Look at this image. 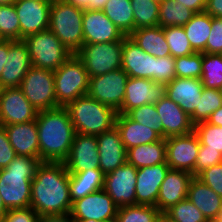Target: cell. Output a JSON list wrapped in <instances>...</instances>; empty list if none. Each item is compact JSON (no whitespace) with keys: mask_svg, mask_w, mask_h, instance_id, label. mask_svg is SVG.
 I'll return each mask as SVG.
<instances>
[{"mask_svg":"<svg viewBox=\"0 0 222 222\" xmlns=\"http://www.w3.org/2000/svg\"><path fill=\"white\" fill-rule=\"evenodd\" d=\"M69 172L63 162H41L31 181L30 207L41 218L68 217L72 201Z\"/></svg>","mask_w":222,"mask_h":222,"instance_id":"cell-1","label":"cell"},{"mask_svg":"<svg viewBox=\"0 0 222 222\" xmlns=\"http://www.w3.org/2000/svg\"><path fill=\"white\" fill-rule=\"evenodd\" d=\"M38 140L41 162H64L76 134L65 107L38 111Z\"/></svg>","mask_w":222,"mask_h":222,"instance_id":"cell-2","label":"cell"},{"mask_svg":"<svg viewBox=\"0 0 222 222\" xmlns=\"http://www.w3.org/2000/svg\"><path fill=\"white\" fill-rule=\"evenodd\" d=\"M40 163L37 158L17 155L0 169V195L8 210L30 207L31 181Z\"/></svg>","mask_w":222,"mask_h":222,"instance_id":"cell-3","label":"cell"},{"mask_svg":"<svg viewBox=\"0 0 222 222\" xmlns=\"http://www.w3.org/2000/svg\"><path fill=\"white\" fill-rule=\"evenodd\" d=\"M65 108L76 133L100 135L115 126L117 112L88 95L69 102Z\"/></svg>","mask_w":222,"mask_h":222,"instance_id":"cell-4","label":"cell"},{"mask_svg":"<svg viewBox=\"0 0 222 222\" xmlns=\"http://www.w3.org/2000/svg\"><path fill=\"white\" fill-rule=\"evenodd\" d=\"M83 13L84 9L62 0H55L50 8L48 29L73 54L84 44Z\"/></svg>","mask_w":222,"mask_h":222,"instance_id":"cell-5","label":"cell"},{"mask_svg":"<svg viewBox=\"0 0 222 222\" xmlns=\"http://www.w3.org/2000/svg\"><path fill=\"white\" fill-rule=\"evenodd\" d=\"M89 78L82 61L72 54L54 71L57 107H65L69 102L87 95Z\"/></svg>","mask_w":222,"mask_h":222,"instance_id":"cell-6","label":"cell"},{"mask_svg":"<svg viewBox=\"0 0 222 222\" xmlns=\"http://www.w3.org/2000/svg\"><path fill=\"white\" fill-rule=\"evenodd\" d=\"M23 41L28 47L32 66L53 72L73 54L49 29L28 35Z\"/></svg>","mask_w":222,"mask_h":222,"instance_id":"cell-7","label":"cell"},{"mask_svg":"<svg viewBox=\"0 0 222 222\" xmlns=\"http://www.w3.org/2000/svg\"><path fill=\"white\" fill-rule=\"evenodd\" d=\"M124 38L106 43L83 44L75 55L82 61L89 77L122 68Z\"/></svg>","mask_w":222,"mask_h":222,"instance_id":"cell-8","label":"cell"},{"mask_svg":"<svg viewBox=\"0 0 222 222\" xmlns=\"http://www.w3.org/2000/svg\"><path fill=\"white\" fill-rule=\"evenodd\" d=\"M20 88L36 110L57 108L53 71L32 66L24 76Z\"/></svg>","mask_w":222,"mask_h":222,"instance_id":"cell-9","label":"cell"},{"mask_svg":"<svg viewBox=\"0 0 222 222\" xmlns=\"http://www.w3.org/2000/svg\"><path fill=\"white\" fill-rule=\"evenodd\" d=\"M128 79V74L122 68L90 77L87 95L113 108L118 113L125 98Z\"/></svg>","mask_w":222,"mask_h":222,"instance_id":"cell-10","label":"cell"},{"mask_svg":"<svg viewBox=\"0 0 222 222\" xmlns=\"http://www.w3.org/2000/svg\"><path fill=\"white\" fill-rule=\"evenodd\" d=\"M136 183L137 168L126 162L105 174L103 189L118 207L136 205Z\"/></svg>","mask_w":222,"mask_h":222,"instance_id":"cell-11","label":"cell"},{"mask_svg":"<svg viewBox=\"0 0 222 222\" xmlns=\"http://www.w3.org/2000/svg\"><path fill=\"white\" fill-rule=\"evenodd\" d=\"M118 206L104 189L97 190L72 202L69 220L116 219Z\"/></svg>","mask_w":222,"mask_h":222,"instance_id":"cell-12","label":"cell"},{"mask_svg":"<svg viewBox=\"0 0 222 222\" xmlns=\"http://www.w3.org/2000/svg\"><path fill=\"white\" fill-rule=\"evenodd\" d=\"M166 162L171 169L183 170L195 176L196 158L200 141L193 131L186 135L165 138Z\"/></svg>","mask_w":222,"mask_h":222,"instance_id":"cell-13","label":"cell"},{"mask_svg":"<svg viewBox=\"0 0 222 222\" xmlns=\"http://www.w3.org/2000/svg\"><path fill=\"white\" fill-rule=\"evenodd\" d=\"M38 110L24 96L20 87L2 89L0 94V126L26 123L37 118Z\"/></svg>","mask_w":222,"mask_h":222,"instance_id":"cell-14","label":"cell"},{"mask_svg":"<svg viewBox=\"0 0 222 222\" xmlns=\"http://www.w3.org/2000/svg\"><path fill=\"white\" fill-rule=\"evenodd\" d=\"M31 67L32 62L26 43L23 40H8L6 63L0 75L2 89L20 87Z\"/></svg>","mask_w":222,"mask_h":222,"instance_id":"cell-15","label":"cell"},{"mask_svg":"<svg viewBox=\"0 0 222 222\" xmlns=\"http://www.w3.org/2000/svg\"><path fill=\"white\" fill-rule=\"evenodd\" d=\"M166 95V85L147 78L129 77L125 87V98L119 114L146 104H155Z\"/></svg>","mask_w":222,"mask_h":222,"instance_id":"cell-16","label":"cell"},{"mask_svg":"<svg viewBox=\"0 0 222 222\" xmlns=\"http://www.w3.org/2000/svg\"><path fill=\"white\" fill-rule=\"evenodd\" d=\"M15 10L20 21V40L48 30L51 3L35 0H16Z\"/></svg>","mask_w":222,"mask_h":222,"instance_id":"cell-17","label":"cell"},{"mask_svg":"<svg viewBox=\"0 0 222 222\" xmlns=\"http://www.w3.org/2000/svg\"><path fill=\"white\" fill-rule=\"evenodd\" d=\"M96 135L76 133L67 159L63 162L69 173L100 169Z\"/></svg>","mask_w":222,"mask_h":222,"instance_id":"cell-18","label":"cell"},{"mask_svg":"<svg viewBox=\"0 0 222 222\" xmlns=\"http://www.w3.org/2000/svg\"><path fill=\"white\" fill-rule=\"evenodd\" d=\"M84 44L106 43L122 40L125 35L111 22L102 10L83 13Z\"/></svg>","mask_w":222,"mask_h":222,"instance_id":"cell-19","label":"cell"},{"mask_svg":"<svg viewBox=\"0 0 222 222\" xmlns=\"http://www.w3.org/2000/svg\"><path fill=\"white\" fill-rule=\"evenodd\" d=\"M155 107L161 117L163 138L186 135L194 131L190 116L167 95L156 102Z\"/></svg>","mask_w":222,"mask_h":222,"instance_id":"cell-20","label":"cell"},{"mask_svg":"<svg viewBox=\"0 0 222 222\" xmlns=\"http://www.w3.org/2000/svg\"><path fill=\"white\" fill-rule=\"evenodd\" d=\"M99 152V168L107 174L127 162V149L122 142L119 130H111L96 135Z\"/></svg>","mask_w":222,"mask_h":222,"instance_id":"cell-21","label":"cell"},{"mask_svg":"<svg viewBox=\"0 0 222 222\" xmlns=\"http://www.w3.org/2000/svg\"><path fill=\"white\" fill-rule=\"evenodd\" d=\"M156 57L139 47L128 36L124 37L122 48V69L131 78L155 77Z\"/></svg>","mask_w":222,"mask_h":222,"instance_id":"cell-22","label":"cell"},{"mask_svg":"<svg viewBox=\"0 0 222 222\" xmlns=\"http://www.w3.org/2000/svg\"><path fill=\"white\" fill-rule=\"evenodd\" d=\"M169 169L167 163L137 169L136 204L156 207L160 186Z\"/></svg>","mask_w":222,"mask_h":222,"instance_id":"cell-23","label":"cell"},{"mask_svg":"<svg viewBox=\"0 0 222 222\" xmlns=\"http://www.w3.org/2000/svg\"><path fill=\"white\" fill-rule=\"evenodd\" d=\"M193 177L190 172L170 168L160 186L156 208L163 214L173 205L186 199Z\"/></svg>","mask_w":222,"mask_h":222,"instance_id":"cell-24","label":"cell"},{"mask_svg":"<svg viewBox=\"0 0 222 222\" xmlns=\"http://www.w3.org/2000/svg\"><path fill=\"white\" fill-rule=\"evenodd\" d=\"M165 85L166 95L189 116L195 109H199L200 97L204 88L201 78L175 77Z\"/></svg>","mask_w":222,"mask_h":222,"instance_id":"cell-25","label":"cell"},{"mask_svg":"<svg viewBox=\"0 0 222 222\" xmlns=\"http://www.w3.org/2000/svg\"><path fill=\"white\" fill-rule=\"evenodd\" d=\"M9 142L17 155L40 160V148L36 119L26 123L3 126Z\"/></svg>","mask_w":222,"mask_h":222,"instance_id":"cell-26","label":"cell"},{"mask_svg":"<svg viewBox=\"0 0 222 222\" xmlns=\"http://www.w3.org/2000/svg\"><path fill=\"white\" fill-rule=\"evenodd\" d=\"M187 199L209 222H216L222 212V197L194 176L189 184Z\"/></svg>","mask_w":222,"mask_h":222,"instance_id":"cell-27","label":"cell"},{"mask_svg":"<svg viewBox=\"0 0 222 222\" xmlns=\"http://www.w3.org/2000/svg\"><path fill=\"white\" fill-rule=\"evenodd\" d=\"M115 126L119 130L126 149L154 143L163 138L157 131L129 119L125 114L117 113Z\"/></svg>","mask_w":222,"mask_h":222,"instance_id":"cell-28","label":"cell"},{"mask_svg":"<svg viewBox=\"0 0 222 222\" xmlns=\"http://www.w3.org/2000/svg\"><path fill=\"white\" fill-rule=\"evenodd\" d=\"M128 37L141 47L144 52L156 58L171 55L165 39L164 29L159 25L136 29Z\"/></svg>","mask_w":222,"mask_h":222,"instance_id":"cell-29","label":"cell"},{"mask_svg":"<svg viewBox=\"0 0 222 222\" xmlns=\"http://www.w3.org/2000/svg\"><path fill=\"white\" fill-rule=\"evenodd\" d=\"M127 163L134 165L137 169L167 163L165 138L154 143L142 144L127 149Z\"/></svg>","mask_w":222,"mask_h":222,"instance_id":"cell-30","label":"cell"},{"mask_svg":"<svg viewBox=\"0 0 222 222\" xmlns=\"http://www.w3.org/2000/svg\"><path fill=\"white\" fill-rule=\"evenodd\" d=\"M69 174V191L72 202L100 190L104 186L105 174L100 169Z\"/></svg>","mask_w":222,"mask_h":222,"instance_id":"cell-31","label":"cell"},{"mask_svg":"<svg viewBox=\"0 0 222 222\" xmlns=\"http://www.w3.org/2000/svg\"><path fill=\"white\" fill-rule=\"evenodd\" d=\"M183 28L193 50L206 53V43L212 28V17L205 11L195 13Z\"/></svg>","mask_w":222,"mask_h":222,"instance_id":"cell-32","label":"cell"},{"mask_svg":"<svg viewBox=\"0 0 222 222\" xmlns=\"http://www.w3.org/2000/svg\"><path fill=\"white\" fill-rule=\"evenodd\" d=\"M102 11L125 36L134 31L131 0H108Z\"/></svg>","mask_w":222,"mask_h":222,"instance_id":"cell-33","label":"cell"},{"mask_svg":"<svg viewBox=\"0 0 222 222\" xmlns=\"http://www.w3.org/2000/svg\"><path fill=\"white\" fill-rule=\"evenodd\" d=\"M194 14V11L175 0H165L160 4L158 25L162 28L184 26Z\"/></svg>","mask_w":222,"mask_h":222,"instance_id":"cell-34","label":"cell"},{"mask_svg":"<svg viewBox=\"0 0 222 222\" xmlns=\"http://www.w3.org/2000/svg\"><path fill=\"white\" fill-rule=\"evenodd\" d=\"M134 16V30L157 26L160 4L153 0H131Z\"/></svg>","mask_w":222,"mask_h":222,"instance_id":"cell-35","label":"cell"},{"mask_svg":"<svg viewBox=\"0 0 222 222\" xmlns=\"http://www.w3.org/2000/svg\"><path fill=\"white\" fill-rule=\"evenodd\" d=\"M201 81L206 88H222V54L202 53Z\"/></svg>","mask_w":222,"mask_h":222,"instance_id":"cell-36","label":"cell"},{"mask_svg":"<svg viewBox=\"0 0 222 222\" xmlns=\"http://www.w3.org/2000/svg\"><path fill=\"white\" fill-rule=\"evenodd\" d=\"M161 212L154 206L128 205L118 207L116 222H158Z\"/></svg>","mask_w":222,"mask_h":222,"instance_id":"cell-37","label":"cell"},{"mask_svg":"<svg viewBox=\"0 0 222 222\" xmlns=\"http://www.w3.org/2000/svg\"><path fill=\"white\" fill-rule=\"evenodd\" d=\"M221 106V90L204 87L200 97L199 109H195L190 115L191 122L195 125L199 122L206 121L209 116Z\"/></svg>","mask_w":222,"mask_h":222,"instance_id":"cell-38","label":"cell"},{"mask_svg":"<svg viewBox=\"0 0 222 222\" xmlns=\"http://www.w3.org/2000/svg\"><path fill=\"white\" fill-rule=\"evenodd\" d=\"M163 29L172 57L188 56L195 53L185 34L183 26H170Z\"/></svg>","mask_w":222,"mask_h":222,"instance_id":"cell-39","label":"cell"},{"mask_svg":"<svg viewBox=\"0 0 222 222\" xmlns=\"http://www.w3.org/2000/svg\"><path fill=\"white\" fill-rule=\"evenodd\" d=\"M0 37L4 40H20V21L14 4L0 6Z\"/></svg>","mask_w":222,"mask_h":222,"instance_id":"cell-40","label":"cell"},{"mask_svg":"<svg viewBox=\"0 0 222 222\" xmlns=\"http://www.w3.org/2000/svg\"><path fill=\"white\" fill-rule=\"evenodd\" d=\"M164 214L176 222H209L187 198L170 207Z\"/></svg>","mask_w":222,"mask_h":222,"instance_id":"cell-41","label":"cell"},{"mask_svg":"<svg viewBox=\"0 0 222 222\" xmlns=\"http://www.w3.org/2000/svg\"><path fill=\"white\" fill-rule=\"evenodd\" d=\"M194 132L199 138L200 145L222 153V126L202 121L194 125Z\"/></svg>","mask_w":222,"mask_h":222,"instance_id":"cell-42","label":"cell"},{"mask_svg":"<svg viewBox=\"0 0 222 222\" xmlns=\"http://www.w3.org/2000/svg\"><path fill=\"white\" fill-rule=\"evenodd\" d=\"M129 119L148 126L162 136L161 117L157 113L155 104H146L129 110L125 114Z\"/></svg>","mask_w":222,"mask_h":222,"instance_id":"cell-43","label":"cell"},{"mask_svg":"<svg viewBox=\"0 0 222 222\" xmlns=\"http://www.w3.org/2000/svg\"><path fill=\"white\" fill-rule=\"evenodd\" d=\"M202 53L195 52L188 56L175 58V74L177 78H201Z\"/></svg>","mask_w":222,"mask_h":222,"instance_id":"cell-44","label":"cell"},{"mask_svg":"<svg viewBox=\"0 0 222 222\" xmlns=\"http://www.w3.org/2000/svg\"><path fill=\"white\" fill-rule=\"evenodd\" d=\"M176 77L175 58L171 55L156 58L155 77L152 79L156 83L167 84Z\"/></svg>","mask_w":222,"mask_h":222,"instance_id":"cell-45","label":"cell"},{"mask_svg":"<svg viewBox=\"0 0 222 222\" xmlns=\"http://www.w3.org/2000/svg\"><path fill=\"white\" fill-rule=\"evenodd\" d=\"M196 177L222 197V162L201 171Z\"/></svg>","mask_w":222,"mask_h":222,"instance_id":"cell-46","label":"cell"},{"mask_svg":"<svg viewBox=\"0 0 222 222\" xmlns=\"http://www.w3.org/2000/svg\"><path fill=\"white\" fill-rule=\"evenodd\" d=\"M222 162V153L218 150L208 149L200 145L195 164V176L201 171Z\"/></svg>","mask_w":222,"mask_h":222,"instance_id":"cell-47","label":"cell"},{"mask_svg":"<svg viewBox=\"0 0 222 222\" xmlns=\"http://www.w3.org/2000/svg\"><path fill=\"white\" fill-rule=\"evenodd\" d=\"M206 53L222 54V18L212 17V28L206 43Z\"/></svg>","mask_w":222,"mask_h":222,"instance_id":"cell-48","label":"cell"},{"mask_svg":"<svg viewBox=\"0 0 222 222\" xmlns=\"http://www.w3.org/2000/svg\"><path fill=\"white\" fill-rule=\"evenodd\" d=\"M40 218L31 207L18 208L8 210L1 222H38Z\"/></svg>","mask_w":222,"mask_h":222,"instance_id":"cell-49","label":"cell"},{"mask_svg":"<svg viewBox=\"0 0 222 222\" xmlns=\"http://www.w3.org/2000/svg\"><path fill=\"white\" fill-rule=\"evenodd\" d=\"M17 156L11 146L5 128L0 126V169L5 168Z\"/></svg>","mask_w":222,"mask_h":222,"instance_id":"cell-50","label":"cell"},{"mask_svg":"<svg viewBox=\"0 0 222 222\" xmlns=\"http://www.w3.org/2000/svg\"><path fill=\"white\" fill-rule=\"evenodd\" d=\"M205 12L211 17L222 18V0H206Z\"/></svg>","mask_w":222,"mask_h":222,"instance_id":"cell-51","label":"cell"},{"mask_svg":"<svg viewBox=\"0 0 222 222\" xmlns=\"http://www.w3.org/2000/svg\"><path fill=\"white\" fill-rule=\"evenodd\" d=\"M178 3L186 6L195 13H200L205 11L206 0H175Z\"/></svg>","mask_w":222,"mask_h":222,"instance_id":"cell-52","label":"cell"},{"mask_svg":"<svg viewBox=\"0 0 222 222\" xmlns=\"http://www.w3.org/2000/svg\"><path fill=\"white\" fill-rule=\"evenodd\" d=\"M8 54V40L0 41V75L2 73V69L4 64L6 63V56Z\"/></svg>","mask_w":222,"mask_h":222,"instance_id":"cell-53","label":"cell"},{"mask_svg":"<svg viewBox=\"0 0 222 222\" xmlns=\"http://www.w3.org/2000/svg\"><path fill=\"white\" fill-rule=\"evenodd\" d=\"M209 124L222 126V106L215 110L206 120Z\"/></svg>","mask_w":222,"mask_h":222,"instance_id":"cell-54","label":"cell"},{"mask_svg":"<svg viewBox=\"0 0 222 222\" xmlns=\"http://www.w3.org/2000/svg\"><path fill=\"white\" fill-rule=\"evenodd\" d=\"M108 0H91L88 3V6L85 8L86 10H103L105 4Z\"/></svg>","mask_w":222,"mask_h":222,"instance_id":"cell-55","label":"cell"},{"mask_svg":"<svg viewBox=\"0 0 222 222\" xmlns=\"http://www.w3.org/2000/svg\"><path fill=\"white\" fill-rule=\"evenodd\" d=\"M64 2H67L69 4H73L76 7L85 9L88 6V3L91 2V0H62Z\"/></svg>","mask_w":222,"mask_h":222,"instance_id":"cell-56","label":"cell"},{"mask_svg":"<svg viewBox=\"0 0 222 222\" xmlns=\"http://www.w3.org/2000/svg\"><path fill=\"white\" fill-rule=\"evenodd\" d=\"M38 222H71L68 217L40 218Z\"/></svg>","mask_w":222,"mask_h":222,"instance_id":"cell-57","label":"cell"},{"mask_svg":"<svg viewBox=\"0 0 222 222\" xmlns=\"http://www.w3.org/2000/svg\"><path fill=\"white\" fill-rule=\"evenodd\" d=\"M7 211H8V209L3 204L2 197L0 195V222L2 221L4 215L6 214Z\"/></svg>","mask_w":222,"mask_h":222,"instance_id":"cell-58","label":"cell"},{"mask_svg":"<svg viewBox=\"0 0 222 222\" xmlns=\"http://www.w3.org/2000/svg\"><path fill=\"white\" fill-rule=\"evenodd\" d=\"M71 222H116V219H106V220H70Z\"/></svg>","mask_w":222,"mask_h":222,"instance_id":"cell-59","label":"cell"},{"mask_svg":"<svg viewBox=\"0 0 222 222\" xmlns=\"http://www.w3.org/2000/svg\"><path fill=\"white\" fill-rule=\"evenodd\" d=\"M158 222H176L172 219H169L164 213L158 219Z\"/></svg>","mask_w":222,"mask_h":222,"instance_id":"cell-60","label":"cell"},{"mask_svg":"<svg viewBox=\"0 0 222 222\" xmlns=\"http://www.w3.org/2000/svg\"><path fill=\"white\" fill-rule=\"evenodd\" d=\"M16 0H0V6L1 5H9L14 4Z\"/></svg>","mask_w":222,"mask_h":222,"instance_id":"cell-61","label":"cell"},{"mask_svg":"<svg viewBox=\"0 0 222 222\" xmlns=\"http://www.w3.org/2000/svg\"><path fill=\"white\" fill-rule=\"evenodd\" d=\"M35 1L48 2V3L52 4L55 0H35Z\"/></svg>","mask_w":222,"mask_h":222,"instance_id":"cell-62","label":"cell"},{"mask_svg":"<svg viewBox=\"0 0 222 222\" xmlns=\"http://www.w3.org/2000/svg\"><path fill=\"white\" fill-rule=\"evenodd\" d=\"M216 222H222V212L220 213L219 218L217 219Z\"/></svg>","mask_w":222,"mask_h":222,"instance_id":"cell-63","label":"cell"},{"mask_svg":"<svg viewBox=\"0 0 222 222\" xmlns=\"http://www.w3.org/2000/svg\"><path fill=\"white\" fill-rule=\"evenodd\" d=\"M153 1L157 2L158 4H161V3H163L165 0H153Z\"/></svg>","mask_w":222,"mask_h":222,"instance_id":"cell-64","label":"cell"}]
</instances>
